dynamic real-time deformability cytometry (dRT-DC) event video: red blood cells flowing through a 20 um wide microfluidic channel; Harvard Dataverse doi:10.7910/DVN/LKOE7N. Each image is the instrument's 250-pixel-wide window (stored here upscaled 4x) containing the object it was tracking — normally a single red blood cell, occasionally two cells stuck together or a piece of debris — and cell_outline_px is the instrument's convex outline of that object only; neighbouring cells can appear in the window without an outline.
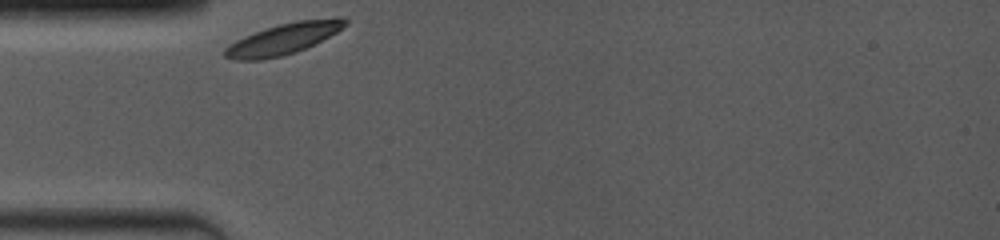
{"species": "common noctule bat (a hibernating species)", "species_latin": "Nyctalus noctula", "temperature_condition": "room temperature", "stored_images_in_passage": 2, "camera_frame_rate_fps": 4000, "um_per_image_px": 0.085, "animal": {"sex": "female", "body_mass_g": 19.0, "forearm_length_mm": 53.3}, "frame": {"image": 1, "passage_image": 1, "time_ms": 0.0, "image_size_px": [1000, 240], "cell_outline_px": [[348, 24], [336, 32], [296, 52], [280, 56], [260, 60], [232, 60], [224, 56], [224, 48], [228, 44], [244, 36], [280, 24], [296, 20], [336, 16], [344, 16], [348, 20]], "centroid_in_image_um": [24.11, 3.28], "position_along_channel_um": 60.9, "area_um2": 21.73}}